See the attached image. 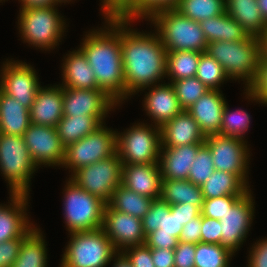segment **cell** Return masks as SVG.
Here are the masks:
<instances>
[{
    "mask_svg": "<svg viewBox=\"0 0 267 267\" xmlns=\"http://www.w3.org/2000/svg\"><path fill=\"white\" fill-rule=\"evenodd\" d=\"M257 5L260 9L262 18L267 25V0H257Z\"/></svg>",
    "mask_w": 267,
    "mask_h": 267,
    "instance_id": "obj_58",
    "label": "cell"
},
{
    "mask_svg": "<svg viewBox=\"0 0 267 267\" xmlns=\"http://www.w3.org/2000/svg\"><path fill=\"white\" fill-rule=\"evenodd\" d=\"M151 255L155 267H174V249L151 248Z\"/></svg>",
    "mask_w": 267,
    "mask_h": 267,
    "instance_id": "obj_53",
    "label": "cell"
},
{
    "mask_svg": "<svg viewBox=\"0 0 267 267\" xmlns=\"http://www.w3.org/2000/svg\"><path fill=\"white\" fill-rule=\"evenodd\" d=\"M204 143L211 151L215 170L235 174L250 187L248 165L251 155L248 141L237 137L210 134L206 136Z\"/></svg>",
    "mask_w": 267,
    "mask_h": 267,
    "instance_id": "obj_12",
    "label": "cell"
},
{
    "mask_svg": "<svg viewBox=\"0 0 267 267\" xmlns=\"http://www.w3.org/2000/svg\"><path fill=\"white\" fill-rule=\"evenodd\" d=\"M107 115L63 116L56 126L59 138L65 147L79 141L105 123Z\"/></svg>",
    "mask_w": 267,
    "mask_h": 267,
    "instance_id": "obj_30",
    "label": "cell"
},
{
    "mask_svg": "<svg viewBox=\"0 0 267 267\" xmlns=\"http://www.w3.org/2000/svg\"><path fill=\"white\" fill-rule=\"evenodd\" d=\"M178 238L165 234H148L145 244L154 249H174L178 245Z\"/></svg>",
    "mask_w": 267,
    "mask_h": 267,
    "instance_id": "obj_52",
    "label": "cell"
},
{
    "mask_svg": "<svg viewBox=\"0 0 267 267\" xmlns=\"http://www.w3.org/2000/svg\"><path fill=\"white\" fill-rule=\"evenodd\" d=\"M23 137L38 168L42 165L46 167L62 166L66 147L59 138L56 127L31 123Z\"/></svg>",
    "mask_w": 267,
    "mask_h": 267,
    "instance_id": "obj_15",
    "label": "cell"
},
{
    "mask_svg": "<svg viewBox=\"0 0 267 267\" xmlns=\"http://www.w3.org/2000/svg\"><path fill=\"white\" fill-rule=\"evenodd\" d=\"M196 77L209 89L220 90L222 83L230 80L221 64L207 52L200 55Z\"/></svg>",
    "mask_w": 267,
    "mask_h": 267,
    "instance_id": "obj_38",
    "label": "cell"
},
{
    "mask_svg": "<svg viewBox=\"0 0 267 267\" xmlns=\"http://www.w3.org/2000/svg\"><path fill=\"white\" fill-rule=\"evenodd\" d=\"M160 198L169 205L191 203L202 208L204 197L201 186L186 180L162 179Z\"/></svg>",
    "mask_w": 267,
    "mask_h": 267,
    "instance_id": "obj_32",
    "label": "cell"
},
{
    "mask_svg": "<svg viewBox=\"0 0 267 267\" xmlns=\"http://www.w3.org/2000/svg\"><path fill=\"white\" fill-rule=\"evenodd\" d=\"M249 188L237 175L219 170H215L201 186L204 199L225 195L243 196Z\"/></svg>",
    "mask_w": 267,
    "mask_h": 267,
    "instance_id": "obj_33",
    "label": "cell"
},
{
    "mask_svg": "<svg viewBox=\"0 0 267 267\" xmlns=\"http://www.w3.org/2000/svg\"><path fill=\"white\" fill-rule=\"evenodd\" d=\"M221 223L220 220L201 215V243L220 244Z\"/></svg>",
    "mask_w": 267,
    "mask_h": 267,
    "instance_id": "obj_48",
    "label": "cell"
},
{
    "mask_svg": "<svg viewBox=\"0 0 267 267\" xmlns=\"http://www.w3.org/2000/svg\"><path fill=\"white\" fill-rule=\"evenodd\" d=\"M134 124L116 133V152L122 164L159 163L161 128L152 123Z\"/></svg>",
    "mask_w": 267,
    "mask_h": 267,
    "instance_id": "obj_9",
    "label": "cell"
},
{
    "mask_svg": "<svg viewBox=\"0 0 267 267\" xmlns=\"http://www.w3.org/2000/svg\"><path fill=\"white\" fill-rule=\"evenodd\" d=\"M132 22L120 19L126 99L145 87L160 84V81L163 83L162 80L166 77L167 50L158 34L156 31L138 32L131 28Z\"/></svg>",
    "mask_w": 267,
    "mask_h": 267,
    "instance_id": "obj_1",
    "label": "cell"
},
{
    "mask_svg": "<svg viewBox=\"0 0 267 267\" xmlns=\"http://www.w3.org/2000/svg\"><path fill=\"white\" fill-rule=\"evenodd\" d=\"M200 210L198 206L191 203L177 204V217L182 225H185L188 221L197 217L201 213Z\"/></svg>",
    "mask_w": 267,
    "mask_h": 267,
    "instance_id": "obj_54",
    "label": "cell"
},
{
    "mask_svg": "<svg viewBox=\"0 0 267 267\" xmlns=\"http://www.w3.org/2000/svg\"><path fill=\"white\" fill-rule=\"evenodd\" d=\"M122 253L133 267H155L152 261L151 248L146 244L126 248Z\"/></svg>",
    "mask_w": 267,
    "mask_h": 267,
    "instance_id": "obj_46",
    "label": "cell"
},
{
    "mask_svg": "<svg viewBox=\"0 0 267 267\" xmlns=\"http://www.w3.org/2000/svg\"><path fill=\"white\" fill-rule=\"evenodd\" d=\"M57 6L20 8L17 19L23 43L45 51L60 44L67 24Z\"/></svg>",
    "mask_w": 267,
    "mask_h": 267,
    "instance_id": "obj_5",
    "label": "cell"
},
{
    "mask_svg": "<svg viewBox=\"0 0 267 267\" xmlns=\"http://www.w3.org/2000/svg\"><path fill=\"white\" fill-rule=\"evenodd\" d=\"M146 92L143 102V108L152 123L162 127L166 122L183 111L177 99L175 89L171 83L163 82L153 86L145 87L140 91Z\"/></svg>",
    "mask_w": 267,
    "mask_h": 267,
    "instance_id": "obj_19",
    "label": "cell"
},
{
    "mask_svg": "<svg viewBox=\"0 0 267 267\" xmlns=\"http://www.w3.org/2000/svg\"><path fill=\"white\" fill-rule=\"evenodd\" d=\"M196 244L179 241L174 248V267H195Z\"/></svg>",
    "mask_w": 267,
    "mask_h": 267,
    "instance_id": "obj_47",
    "label": "cell"
},
{
    "mask_svg": "<svg viewBox=\"0 0 267 267\" xmlns=\"http://www.w3.org/2000/svg\"><path fill=\"white\" fill-rule=\"evenodd\" d=\"M226 13L234 18L250 36L260 37L267 29L257 0H225Z\"/></svg>",
    "mask_w": 267,
    "mask_h": 267,
    "instance_id": "obj_29",
    "label": "cell"
},
{
    "mask_svg": "<svg viewBox=\"0 0 267 267\" xmlns=\"http://www.w3.org/2000/svg\"><path fill=\"white\" fill-rule=\"evenodd\" d=\"M35 165L23 136L0 133V172L9 186V194H30Z\"/></svg>",
    "mask_w": 267,
    "mask_h": 267,
    "instance_id": "obj_7",
    "label": "cell"
},
{
    "mask_svg": "<svg viewBox=\"0 0 267 267\" xmlns=\"http://www.w3.org/2000/svg\"><path fill=\"white\" fill-rule=\"evenodd\" d=\"M251 189L245 193L220 219V244L235 256L241 245L246 242L247 234L255 216V200Z\"/></svg>",
    "mask_w": 267,
    "mask_h": 267,
    "instance_id": "obj_13",
    "label": "cell"
},
{
    "mask_svg": "<svg viewBox=\"0 0 267 267\" xmlns=\"http://www.w3.org/2000/svg\"><path fill=\"white\" fill-rule=\"evenodd\" d=\"M181 0H137V19H148L153 13L176 8Z\"/></svg>",
    "mask_w": 267,
    "mask_h": 267,
    "instance_id": "obj_45",
    "label": "cell"
},
{
    "mask_svg": "<svg viewBox=\"0 0 267 267\" xmlns=\"http://www.w3.org/2000/svg\"><path fill=\"white\" fill-rule=\"evenodd\" d=\"M72 1L73 0H56L57 4H61V5H62V3H70Z\"/></svg>",
    "mask_w": 267,
    "mask_h": 267,
    "instance_id": "obj_59",
    "label": "cell"
},
{
    "mask_svg": "<svg viewBox=\"0 0 267 267\" xmlns=\"http://www.w3.org/2000/svg\"><path fill=\"white\" fill-rule=\"evenodd\" d=\"M206 136L187 110L174 116L161 127V147L204 143Z\"/></svg>",
    "mask_w": 267,
    "mask_h": 267,
    "instance_id": "obj_23",
    "label": "cell"
},
{
    "mask_svg": "<svg viewBox=\"0 0 267 267\" xmlns=\"http://www.w3.org/2000/svg\"><path fill=\"white\" fill-rule=\"evenodd\" d=\"M122 165L116 152L106 159L78 169L70 178L107 204L114 190L121 184Z\"/></svg>",
    "mask_w": 267,
    "mask_h": 267,
    "instance_id": "obj_11",
    "label": "cell"
},
{
    "mask_svg": "<svg viewBox=\"0 0 267 267\" xmlns=\"http://www.w3.org/2000/svg\"><path fill=\"white\" fill-rule=\"evenodd\" d=\"M30 111L21 102L0 91V133L23 136L29 128Z\"/></svg>",
    "mask_w": 267,
    "mask_h": 267,
    "instance_id": "obj_27",
    "label": "cell"
},
{
    "mask_svg": "<svg viewBox=\"0 0 267 267\" xmlns=\"http://www.w3.org/2000/svg\"><path fill=\"white\" fill-rule=\"evenodd\" d=\"M242 196L225 195L219 198L204 199L201 215L220 220L228 208H231Z\"/></svg>",
    "mask_w": 267,
    "mask_h": 267,
    "instance_id": "obj_44",
    "label": "cell"
},
{
    "mask_svg": "<svg viewBox=\"0 0 267 267\" xmlns=\"http://www.w3.org/2000/svg\"><path fill=\"white\" fill-rule=\"evenodd\" d=\"M62 192L64 223L68 233L102 228L106 203L88 193L70 177Z\"/></svg>",
    "mask_w": 267,
    "mask_h": 267,
    "instance_id": "obj_8",
    "label": "cell"
},
{
    "mask_svg": "<svg viewBox=\"0 0 267 267\" xmlns=\"http://www.w3.org/2000/svg\"><path fill=\"white\" fill-rule=\"evenodd\" d=\"M153 199L142 196L120 184L108 204L120 212L140 219L149 211Z\"/></svg>",
    "mask_w": 267,
    "mask_h": 267,
    "instance_id": "obj_35",
    "label": "cell"
},
{
    "mask_svg": "<svg viewBox=\"0 0 267 267\" xmlns=\"http://www.w3.org/2000/svg\"><path fill=\"white\" fill-rule=\"evenodd\" d=\"M245 92V99H248L258 104L267 105V63L264 61L259 62L256 75L253 82L247 87Z\"/></svg>",
    "mask_w": 267,
    "mask_h": 267,
    "instance_id": "obj_43",
    "label": "cell"
},
{
    "mask_svg": "<svg viewBox=\"0 0 267 267\" xmlns=\"http://www.w3.org/2000/svg\"><path fill=\"white\" fill-rule=\"evenodd\" d=\"M261 61L267 63V29L259 37Z\"/></svg>",
    "mask_w": 267,
    "mask_h": 267,
    "instance_id": "obj_57",
    "label": "cell"
},
{
    "mask_svg": "<svg viewBox=\"0 0 267 267\" xmlns=\"http://www.w3.org/2000/svg\"><path fill=\"white\" fill-rule=\"evenodd\" d=\"M68 52L62 60L60 85L72 89H98L95 73L83 52L79 48Z\"/></svg>",
    "mask_w": 267,
    "mask_h": 267,
    "instance_id": "obj_26",
    "label": "cell"
},
{
    "mask_svg": "<svg viewBox=\"0 0 267 267\" xmlns=\"http://www.w3.org/2000/svg\"><path fill=\"white\" fill-rule=\"evenodd\" d=\"M203 143L161 147L159 165L162 179L186 180L198 149Z\"/></svg>",
    "mask_w": 267,
    "mask_h": 267,
    "instance_id": "obj_24",
    "label": "cell"
},
{
    "mask_svg": "<svg viewBox=\"0 0 267 267\" xmlns=\"http://www.w3.org/2000/svg\"><path fill=\"white\" fill-rule=\"evenodd\" d=\"M3 66V67H2ZM0 70L1 90L30 110L41 87L36 70L26 62L6 59Z\"/></svg>",
    "mask_w": 267,
    "mask_h": 267,
    "instance_id": "obj_14",
    "label": "cell"
},
{
    "mask_svg": "<svg viewBox=\"0 0 267 267\" xmlns=\"http://www.w3.org/2000/svg\"><path fill=\"white\" fill-rule=\"evenodd\" d=\"M111 261L114 262L112 267H133L131 262L127 259V257L122 252H118L112 258Z\"/></svg>",
    "mask_w": 267,
    "mask_h": 267,
    "instance_id": "obj_56",
    "label": "cell"
},
{
    "mask_svg": "<svg viewBox=\"0 0 267 267\" xmlns=\"http://www.w3.org/2000/svg\"><path fill=\"white\" fill-rule=\"evenodd\" d=\"M202 52L197 51H167L166 78L169 83L175 80L195 77L198 62Z\"/></svg>",
    "mask_w": 267,
    "mask_h": 267,
    "instance_id": "obj_34",
    "label": "cell"
},
{
    "mask_svg": "<svg viewBox=\"0 0 267 267\" xmlns=\"http://www.w3.org/2000/svg\"><path fill=\"white\" fill-rule=\"evenodd\" d=\"M234 254L221 244L197 243L195 267H230Z\"/></svg>",
    "mask_w": 267,
    "mask_h": 267,
    "instance_id": "obj_37",
    "label": "cell"
},
{
    "mask_svg": "<svg viewBox=\"0 0 267 267\" xmlns=\"http://www.w3.org/2000/svg\"><path fill=\"white\" fill-rule=\"evenodd\" d=\"M183 16L196 22L226 12L225 0H181L175 8Z\"/></svg>",
    "mask_w": 267,
    "mask_h": 267,
    "instance_id": "obj_36",
    "label": "cell"
},
{
    "mask_svg": "<svg viewBox=\"0 0 267 267\" xmlns=\"http://www.w3.org/2000/svg\"><path fill=\"white\" fill-rule=\"evenodd\" d=\"M147 21L153 23L167 51L206 52L208 43L199 22L183 16L175 8L159 10Z\"/></svg>",
    "mask_w": 267,
    "mask_h": 267,
    "instance_id": "obj_4",
    "label": "cell"
},
{
    "mask_svg": "<svg viewBox=\"0 0 267 267\" xmlns=\"http://www.w3.org/2000/svg\"><path fill=\"white\" fill-rule=\"evenodd\" d=\"M102 229L117 252L143 245L146 241L142 219L113 209L108 203L104 210Z\"/></svg>",
    "mask_w": 267,
    "mask_h": 267,
    "instance_id": "obj_16",
    "label": "cell"
},
{
    "mask_svg": "<svg viewBox=\"0 0 267 267\" xmlns=\"http://www.w3.org/2000/svg\"><path fill=\"white\" fill-rule=\"evenodd\" d=\"M21 5L20 8H41L51 7L57 4L56 0H18Z\"/></svg>",
    "mask_w": 267,
    "mask_h": 267,
    "instance_id": "obj_55",
    "label": "cell"
},
{
    "mask_svg": "<svg viewBox=\"0 0 267 267\" xmlns=\"http://www.w3.org/2000/svg\"><path fill=\"white\" fill-rule=\"evenodd\" d=\"M161 181L159 163L122 165L121 184L137 194L159 199Z\"/></svg>",
    "mask_w": 267,
    "mask_h": 267,
    "instance_id": "obj_20",
    "label": "cell"
},
{
    "mask_svg": "<svg viewBox=\"0 0 267 267\" xmlns=\"http://www.w3.org/2000/svg\"><path fill=\"white\" fill-rule=\"evenodd\" d=\"M206 52L218 61L227 77L241 80L244 89L253 82L261 60L259 37L250 36L243 41H213L208 43Z\"/></svg>",
    "mask_w": 267,
    "mask_h": 267,
    "instance_id": "obj_3",
    "label": "cell"
},
{
    "mask_svg": "<svg viewBox=\"0 0 267 267\" xmlns=\"http://www.w3.org/2000/svg\"><path fill=\"white\" fill-rule=\"evenodd\" d=\"M248 267H267V238H261L250 248Z\"/></svg>",
    "mask_w": 267,
    "mask_h": 267,
    "instance_id": "obj_50",
    "label": "cell"
},
{
    "mask_svg": "<svg viewBox=\"0 0 267 267\" xmlns=\"http://www.w3.org/2000/svg\"><path fill=\"white\" fill-rule=\"evenodd\" d=\"M116 133L117 131L103 123L94 132L65 148V158L61 167L69 169L71 177L78 169L114 155Z\"/></svg>",
    "mask_w": 267,
    "mask_h": 267,
    "instance_id": "obj_10",
    "label": "cell"
},
{
    "mask_svg": "<svg viewBox=\"0 0 267 267\" xmlns=\"http://www.w3.org/2000/svg\"><path fill=\"white\" fill-rule=\"evenodd\" d=\"M145 235L165 234L179 239L183 225L177 217V204L169 205L161 198L153 199L149 211L142 218Z\"/></svg>",
    "mask_w": 267,
    "mask_h": 267,
    "instance_id": "obj_25",
    "label": "cell"
},
{
    "mask_svg": "<svg viewBox=\"0 0 267 267\" xmlns=\"http://www.w3.org/2000/svg\"><path fill=\"white\" fill-rule=\"evenodd\" d=\"M68 235L60 267H106L118 253L102 228Z\"/></svg>",
    "mask_w": 267,
    "mask_h": 267,
    "instance_id": "obj_6",
    "label": "cell"
},
{
    "mask_svg": "<svg viewBox=\"0 0 267 267\" xmlns=\"http://www.w3.org/2000/svg\"><path fill=\"white\" fill-rule=\"evenodd\" d=\"M183 110L190 108L209 89L195 76L171 83Z\"/></svg>",
    "mask_w": 267,
    "mask_h": 267,
    "instance_id": "obj_40",
    "label": "cell"
},
{
    "mask_svg": "<svg viewBox=\"0 0 267 267\" xmlns=\"http://www.w3.org/2000/svg\"><path fill=\"white\" fill-rule=\"evenodd\" d=\"M63 87L60 83L40 87L30 108V122L56 127L63 117Z\"/></svg>",
    "mask_w": 267,
    "mask_h": 267,
    "instance_id": "obj_21",
    "label": "cell"
},
{
    "mask_svg": "<svg viewBox=\"0 0 267 267\" xmlns=\"http://www.w3.org/2000/svg\"><path fill=\"white\" fill-rule=\"evenodd\" d=\"M221 90H209L187 109L205 136L218 134L226 99Z\"/></svg>",
    "mask_w": 267,
    "mask_h": 267,
    "instance_id": "obj_22",
    "label": "cell"
},
{
    "mask_svg": "<svg viewBox=\"0 0 267 267\" xmlns=\"http://www.w3.org/2000/svg\"><path fill=\"white\" fill-rule=\"evenodd\" d=\"M106 25L85 34L79 49L92 67L98 84L118 105L126 100L120 19H106Z\"/></svg>",
    "mask_w": 267,
    "mask_h": 267,
    "instance_id": "obj_2",
    "label": "cell"
},
{
    "mask_svg": "<svg viewBox=\"0 0 267 267\" xmlns=\"http://www.w3.org/2000/svg\"><path fill=\"white\" fill-rule=\"evenodd\" d=\"M37 226L23 239L16 261L11 267H46L47 247L43 233Z\"/></svg>",
    "mask_w": 267,
    "mask_h": 267,
    "instance_id": "obj_31",
    "label": "cell"
},
{
    "mask_svg": "<svg viewBox=\"0 0 267 267\" xmlns=\"http://www.w3.org/2000/svg\"><path fill=\"white\" fill-rule=\"evenodd\" d=\"M24 238H13L0 243V267H11L16 261Z\"/></svg>",
    "mask_w": 267,
    "mask_h": 267,
    "instance_id": "obj_49",
    "label": "cell"
},
{
    "mask_svg": "<svg viewBox=\"0 0 267 267\" xmlns=\"http://www.w3.org/2000/svg\"><path fill=\"white\" fill-rule=\"evenodd\" d=\"M215 171L214 162L212 159L209 147L203 143L197 152L196 158L191 165L188 180L195 185L202 186Z\"/></svg>",
    "mask_w": 267,
    "mask_h": 267,
    "instance_id": "obj_41",
    "label": "cell"
},
{
    "mask_svg": "<svg viewBox=\"0 0 267 267\" xmlns=\"http://www.w3.org/2000/svg\"><path fill=\"white\" fill-rule=\"evenodd\" d=\"M230 110L228 102H226L222 114L221 129L218 134L245 139V132L250 128V114L243 109Z\"/></svg>",
    "mask_w": 267,
    "mask_h": 267,
    "instance_id": "obj_39",
    "label": "cell"
},
{
    "mask_svg": "<svg viewBox=\"0 0 267 267\" xmlns=\"http://www.w3.org/2000/svg\"><path fill=\"white\" fill-rule=\"evenodd\" d=\"M119 106L101 89L63 87V116L108 115Z\"/></svg>",
    "mask_w": 267,
    "mask_h": 267,
    "instance_id": "obj_17",
    "label": "cell"
},
{
    "mask_svg": "<svg viewBox=\"0 0 267 267\" xmlns=\"http://www.w3.org/2000/svg\"><path fill=\"white\" fill-rule=\"evenodd\" d=\"M207 43L213 41H243L248 32L226 12L199 22Z\"/></svg>",
    "mask_w": 267,
    "mask_h": 267,
    "instance_id": "obj_28",
    "label": "cell"
},
{
    "mask_svg": "<svg viewBox=\"0 0 267 267\" xmlns=\"http://www.w3.org/2000/svg\"><path fill=\"white\" fill-rule=\"evenodd\" d=\"M104 19L137 20V0H100Z\"/></svg>",
    "mask_w": 267,
    "mask_h": 267,
    "instance_id": "obj_42",
    "label": "cell"
},
{
    "mask_svg": "<svg viewBox=\"0 0 267 267\" xmlns=\"http://www.w3.org/2000/svg\"><path fill=\"white\" fill-rule=\"evenodd\" d=\"M178 240L193 244L201 242V213L183 225Z\"/></svg>",
    "mask_w": 267,
    "mask_h": 267,
    "instance_id": "obj_51",
    "label": "cell"
},
{
    "mask_svg": "<svg viewBox=\"0 0 267 267\" xmlns=\"http://www.w3.org/2000/svg\"><path fill=\"white\" fill-rule=\"evenodd\" d=\"M9 204H0V243L13 238H25L34 228L28 214L27 194H10Z\"/></svg>",
    "mask_w": 267,
    "mask_h": 267,
    "instance_id": "obj_18",
    "label": "cell"
}]
</instances>
